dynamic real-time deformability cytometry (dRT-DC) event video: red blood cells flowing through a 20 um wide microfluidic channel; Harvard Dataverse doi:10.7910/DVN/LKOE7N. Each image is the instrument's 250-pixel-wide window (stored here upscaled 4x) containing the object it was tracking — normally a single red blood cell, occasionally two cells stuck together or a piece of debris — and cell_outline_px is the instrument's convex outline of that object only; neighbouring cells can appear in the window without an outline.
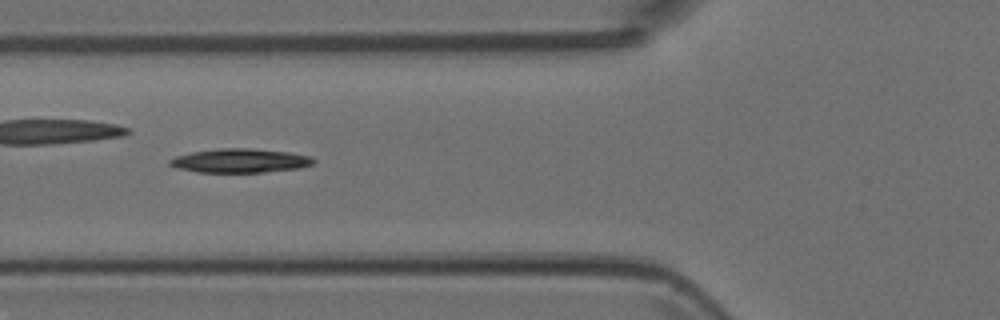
{"species": "Egyptian fruit bat (a non-hibernating species)", "species_latin": "Rousettus aegyptiacus", "temperature_condition": "room temperature", "stored_images_in_passage": 6, "camera_frame_rate_fps": 3000, "um_per_image_px": 0.085, "animal": {"sex": "female"}, "frame": {"image": 1, "passage_image": 6, "time_ms": 1.667, "image_size_px": [1000, 320], "cell_outline_px": [[316, 160], [312, 164], [300, 168], [264, 172], [196, 172], [180, 168], [168, 164], [168, 160], [176, 156], [192, 152], [220, 148], [248, 148], [288, 152], [312, 156]], "centroid_in_image_um": [20.43, 13.65], "position_along_channel_um": 105.4, "area_um2": 20.0}}